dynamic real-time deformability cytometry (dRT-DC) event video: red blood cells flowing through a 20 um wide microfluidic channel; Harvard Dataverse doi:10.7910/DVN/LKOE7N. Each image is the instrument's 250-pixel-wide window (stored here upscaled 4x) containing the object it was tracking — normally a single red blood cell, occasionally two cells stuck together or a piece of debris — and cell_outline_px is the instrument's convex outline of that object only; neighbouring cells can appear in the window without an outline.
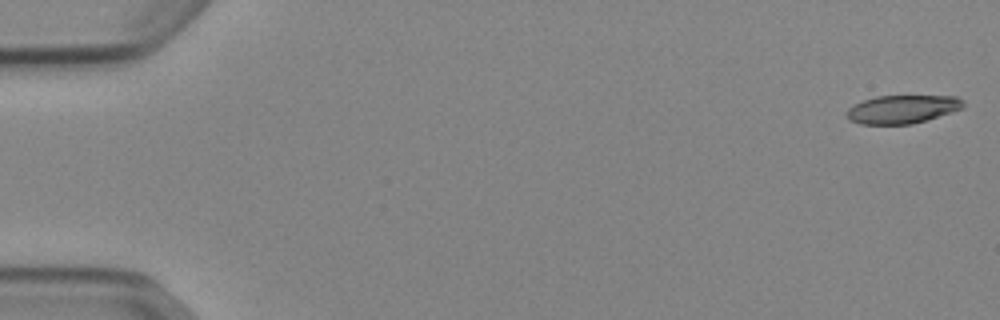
{"species": "Egyptian fruit bat (a non-hibernating species)", "species_latin": "Rousettus aegyptiacus", "temperature_condition": "cold", "stored_images_in_passage": 11, "camera_frame_rate_fps": 3000, "um_per_image_px": 0.085, "animal": {"sex": "female"}, "frame": {"image": 1, "passage_image": 1, "time_ms": 0.0, "image_size_px": [1000, 320], "cell_outline_px": [[964, 108], [912, 124], [860, 124], [848, 120], [844, 116], [844, 112], [852, 104], [876, 96], [956, 96], [964, 100]], "centroid_in_image_um": [76.64, 9.28], "position_along_channel_um": 8.4, "area_um2": 19.42}}